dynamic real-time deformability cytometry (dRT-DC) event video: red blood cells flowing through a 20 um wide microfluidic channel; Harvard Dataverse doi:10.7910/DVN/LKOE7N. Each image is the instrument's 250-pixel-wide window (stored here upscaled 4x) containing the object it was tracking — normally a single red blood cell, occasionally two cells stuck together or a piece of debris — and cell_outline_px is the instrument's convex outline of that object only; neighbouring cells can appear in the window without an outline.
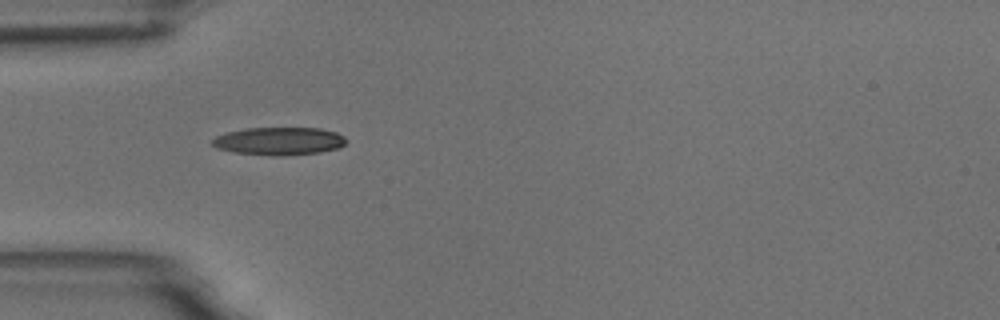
{"species": "common noctule bat (a hibernating species)", "species_latin": "Nyctalus noctula", "temperature_condition": "room temperature", "stored_images_in_passage": 6, "camera_frame_rate_fps": 3000, "um_per_image_px": 0.085, "animal": {"sex": "male", "body_mass_g": 18.8}, "frame": {"image": 1, "passage_image": 5, "time_ms": 4.667, "image_size_px": [1000, 320], "cell_outline_px": [[348, 140], [340, 148], [320, 152], [284, 156], [276, 156], [232, 152], [216, 148], [212, 144], [212, 140], [216, 136], [228, 132], [244, 128], [320, 128], [336, 132], [344, 136]], "centroid_in_image_um": [23.74, 12.0], "position_along_channel_um": 61.3, "area_um2": 21.91}}